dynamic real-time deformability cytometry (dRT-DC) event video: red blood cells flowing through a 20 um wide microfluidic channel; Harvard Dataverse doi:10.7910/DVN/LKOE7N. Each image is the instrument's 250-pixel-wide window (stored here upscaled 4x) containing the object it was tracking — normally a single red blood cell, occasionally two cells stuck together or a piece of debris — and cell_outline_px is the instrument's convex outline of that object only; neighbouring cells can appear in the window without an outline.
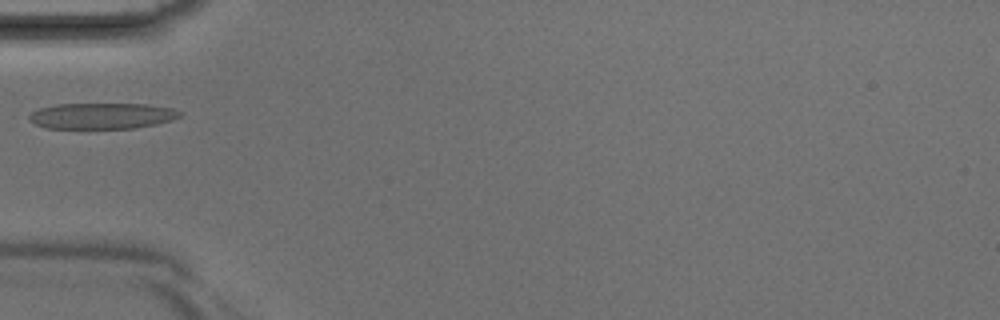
{"species": "Egyptian fruit bat (a non-hibernating species)", "species_latin": "Rousettus aegyptiacus", "temperature_condition": "room temperature", "stored_images_in_passage": 3, "camera_frame_rate_fps": 3000, "um_per_image_px": 0.085, "animal": {"sex": "male"}, "frame": {"image": 1, "passage_image": 3, "time_ms": 0.667, "image_size_px": [1000, 320], "cell_outline_px": [[184, 112], [180, 116], [172, 120], [156, 124], [132, 128], [44, 128], [28, 120], [28, 116], [32, 112], [40, 108], [56, 104], [148, 104], [172, 108]], "centroid_in_image_um": [8.67, 9.84], "position_along_channel_um": 76.3, "area_um2": 22.83}}